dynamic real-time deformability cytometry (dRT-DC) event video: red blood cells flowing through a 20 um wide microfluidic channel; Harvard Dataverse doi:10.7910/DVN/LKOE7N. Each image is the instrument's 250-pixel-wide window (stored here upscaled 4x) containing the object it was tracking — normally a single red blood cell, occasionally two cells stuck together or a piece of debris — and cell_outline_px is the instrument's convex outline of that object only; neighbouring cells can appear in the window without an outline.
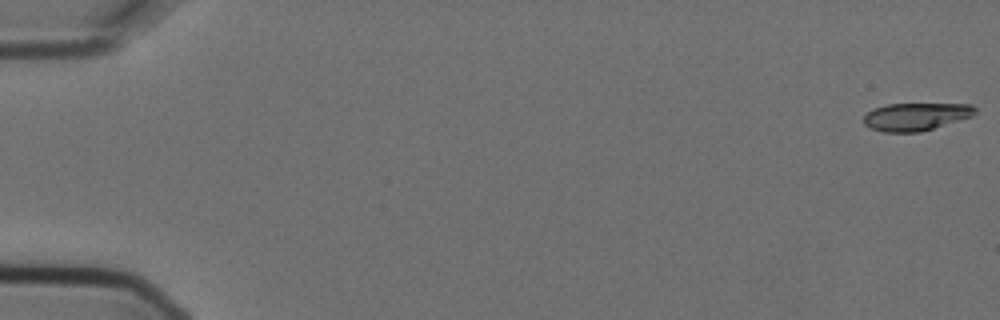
{"species": "Egyptian fruit bat (a non-hibernating species)", "species_latin": "Rousettus aegyptiacus", "temperature_condition": "cold", "stored_images_in_passage": 9, "camera_frame_rate_fps": 3000, "um_per_image_px": 0.085, "animal": {"sex": "female"}, "frame": {"image": 1, "passage_image": 1, "time_ms": 0.0, "image_size_px": [1000, 320], "cell_outline_px": [[976, 112], [972, 116], [920, 132], [884, 132], [868, 128], [864, 124], [864, 116], [872, 108], [888, 104], [972, 104], [976, 108]], "centroid_in_image_um": [77.82, 9.91], "position_along_channel_um": 7.2, "area_um2": 17.98}}
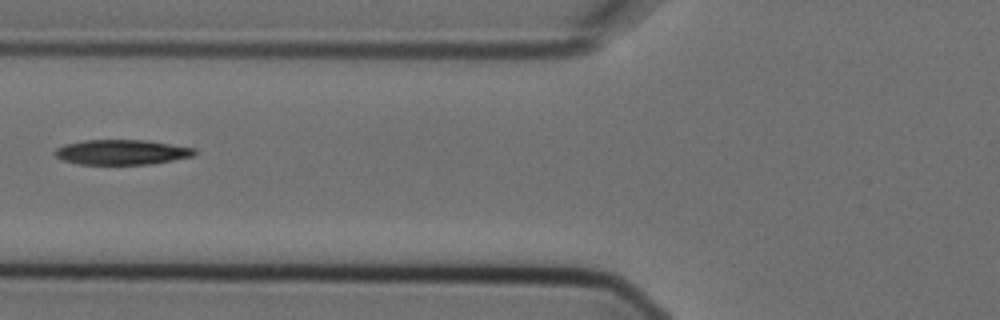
{"frame": {"image": 2, "passage_image": 6, "time_ms": 1.667, "image_size_px": [1000, 320], "cell_outline_px": [[196, 152], [192, 156], [172, 160], [148, 164], [76, 164], [64, 160], [56, 156], [52, 152], [56, 148], [64, 144], [84, 140], [148, 140], [196, 148]], "centroid_in_image_um": [10.32, 12.92], "position_along_channel_um": 115.5, "area_um2": 20.35}}
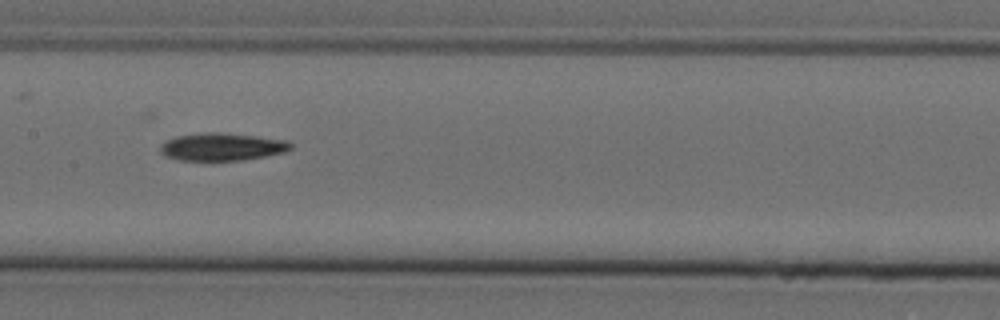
{"frame": {"image": 3, "passage_image": 8, "time_ms": 2.333, "image_size_px": [1000, 320], "cell_outline_px": [[292, 148], [284, 152], [264, 156], [240, 160], [180, 160], [164, 156], [160, 152], [160, 144], [176, 136], [204, 132], [220, 132], [256, 136], [288, 140], [292, 144]], "centroid_in_image_um": [18.86, 12.47], "position_along_channel_um": 188.5, "area_um2": 20.98}}